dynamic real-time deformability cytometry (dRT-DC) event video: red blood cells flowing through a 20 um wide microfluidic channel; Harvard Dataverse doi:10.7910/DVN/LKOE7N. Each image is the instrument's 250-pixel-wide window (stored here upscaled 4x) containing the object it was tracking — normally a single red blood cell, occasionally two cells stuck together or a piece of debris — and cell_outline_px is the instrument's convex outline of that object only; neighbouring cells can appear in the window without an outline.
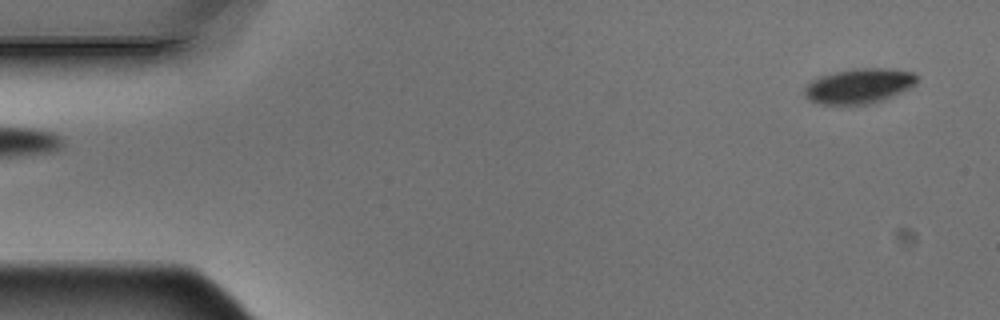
{"species": "Egyptian fruit bat (a non-hibernating species)", "species_latin": "Rousettus aegyptiacus", "temperature_condition": "warm", "stored_images_in_passage": 5, "segment_of_instrument_passage": [2, 2], "camera_frame_rate_fps": 3000, "um_per_image_px": 0.085, "animal": {"sex": "male"}, "frame": {"image": 1, "passage_image": 5, "time_ms": 1.333, "image_size_px": [1000, 320], "cell_outline_px": [[916, 80], [908, 88], [884, 100], [872, 104], [820, 104], [808, 100], [804, 96], [804, 88], [812, 80], [820, 76], [836, 72], [856, 68], [888, 68], [912, 72], [916, 76]], "centroid_in_image_um": [72.97, 7.31], "position_along_channel_um": 12.0, "area_um2": 22.72}}